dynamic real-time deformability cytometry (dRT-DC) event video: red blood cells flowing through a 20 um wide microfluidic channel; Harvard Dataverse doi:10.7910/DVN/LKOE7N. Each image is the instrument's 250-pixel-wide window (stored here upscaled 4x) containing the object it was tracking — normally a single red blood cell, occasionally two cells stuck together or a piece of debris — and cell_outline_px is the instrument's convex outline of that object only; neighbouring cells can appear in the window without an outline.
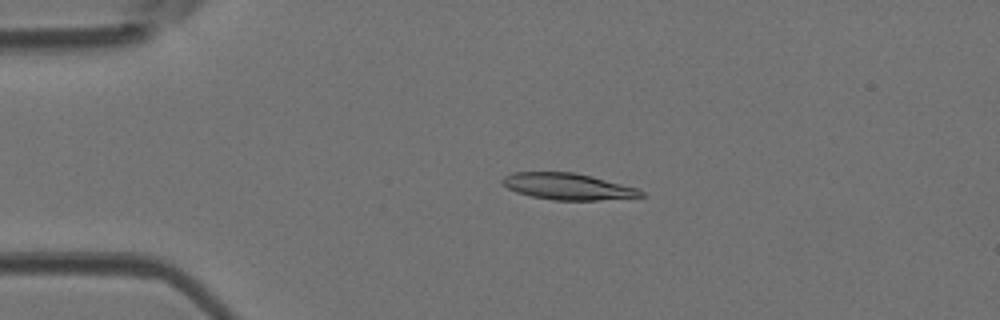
{"species": "Egyptian fruit bat (a non-hibernating species)", "species_latin": "Rousettus aegyptiacus", "temperature_condition": "room temperature", "stored_images_in_passage": 2, "camera_frame_rate_fps": 3000, "um_per_image_px": 0.085, "animal": {"sex": "female"}, "frame": {"image": 1, "passage_image": 1, "time_ms": 0.0, "image_size_px": [1000, 320], "cell_outline_px": [[644, 196], [600, 200], [552, 200], [532, 196], [516, 192], [508, 188], [500, 180], [504, 176], [512, 172], [572, 172], [592, 176], [636, 188], [644, 192]], "centroid_in_image_um": [48.23, 15.85], "position_along_channel_um": 36.8, "area_um2": 21.21}}